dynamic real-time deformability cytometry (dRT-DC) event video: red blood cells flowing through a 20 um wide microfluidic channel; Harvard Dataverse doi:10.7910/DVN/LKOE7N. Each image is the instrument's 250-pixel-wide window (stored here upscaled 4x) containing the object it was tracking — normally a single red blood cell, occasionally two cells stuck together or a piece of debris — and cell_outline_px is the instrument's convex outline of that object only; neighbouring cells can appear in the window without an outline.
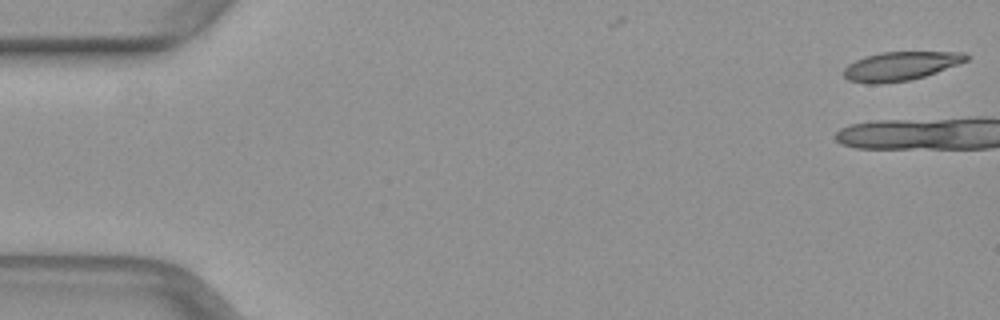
{"species": "common noctule bat (a hibernating species)", "species_latin": "Nyctalus noctula", "temperature_condition": "warm", "stored_images_in_passage": 4, "camera_frame_rate_fps": 3000, "um_per_image_px": 0.085, "animal": {"sex": "female", "body_mass_g": 29.2, "forearm_length_mm": 56.3}, "frame": {"image": 1, "passage_image": 1, "time_ms": 0.0, "image_size_px": [1000, 320], "cell_outline_px": [[972, 56], [968, 60], [936, 72], [912, 80], [880, 84], [868, 84], [848, 80], [844, 76], [844, 68], [848, 64], [864, 56], [880, 52], [964, 52]], "centroid_in_image_um": [76.54, 5.62], "position_along_channel_um": 8.5, "area_um2": 20.69}}